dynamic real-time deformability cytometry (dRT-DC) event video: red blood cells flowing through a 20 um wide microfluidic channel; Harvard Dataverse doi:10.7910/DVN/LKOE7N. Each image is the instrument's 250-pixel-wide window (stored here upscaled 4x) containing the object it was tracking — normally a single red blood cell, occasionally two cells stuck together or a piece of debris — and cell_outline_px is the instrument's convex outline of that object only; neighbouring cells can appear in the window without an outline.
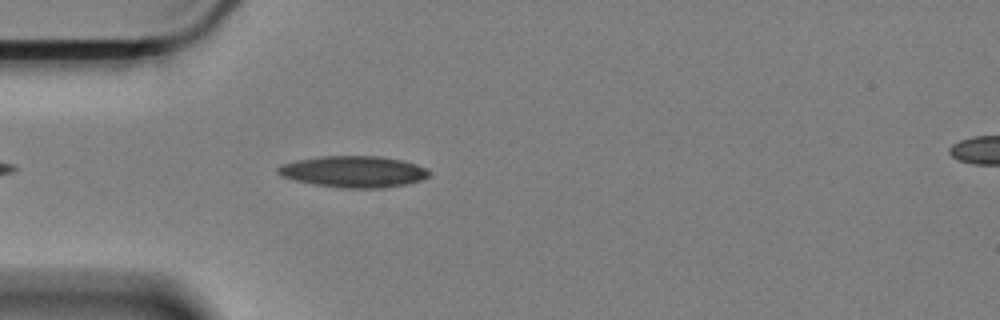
{"species": "Egyptian fruit bat (a non-hibernating species)", "species_latin": "Rousettus aegyptiacus", "temperature_condition": "cold", "stored_images_in_passage": 21, "camera_frame_rate_fps": 3000, "um_per_image_px": 0.085, "animal": {"sex": "female"}, "frame": {"image": 1, "passage_image": 5, "time_ms": 1.333, "image_size_px": [1000, 320], "cell_outline_px": [[432, 172], [428, 176], [420, 180], [404, 184], [384, 188], [344, 188], [316, 184], [296, 180], [284, 176], [276, 172], [276, 168], [284, 164], [296, 160], [320, 156], [380, 156], [400, 160], [416, 164], [428, 168]], "centroid_in_image_um": [30.09, 14.58], "position_along_channel_um": 54.9, "area_um2": 27.46}}
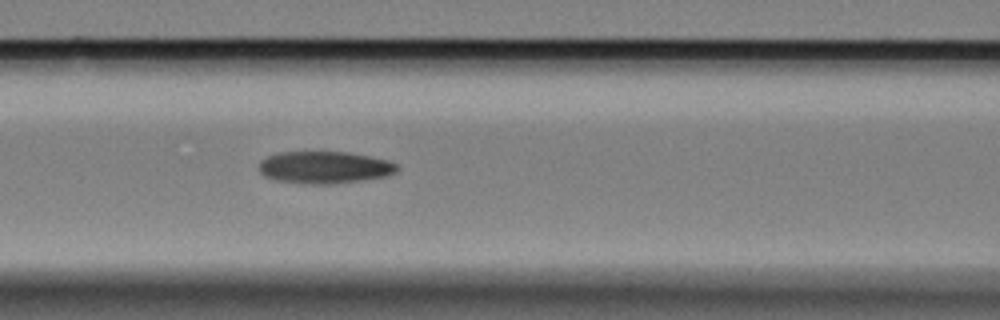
{"frame": {"image": 2, "passage_image": 13, "time_ms": 4.0, "image_size_px": [1000, 320], "cell_outline_px": [[400, 168], [396, 172], [388, 176], [364, 180], [332, 184], [304, 184], [276, 180], [264, 176], [260, 172], [260, 160], [268, 156], [280, 152], [348, 152], [388, 160], [396, 164]], "centroid_in_image_um": [27.6, 14.24], "position_along_channel_um": 139.0, "area_um2": 26.01}}
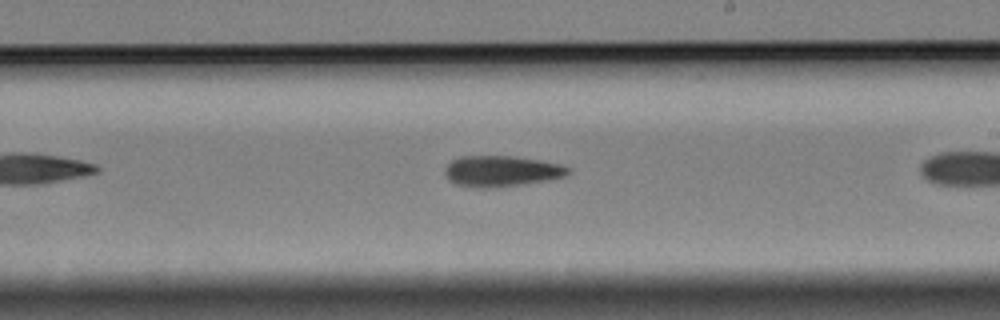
{"frame": {"image": 3, "passage_image": 19, "time_ms": 6.0, "image_size_px": [1000, 320], "cell_outline_px": [[568, 172], [564, 176], [548, 180], [524, 184], [496, 188], [472, 188], [456, 184], [448, 180], [444, 172], [448, 164], [452, 160], [460, 156], [508, 156], [540, 160], [560, 164], [568, 168]], "centroid_in_image_um": [42.57, 14.56], "position_along_channel_um": 246.4, "area_um2": 22.2}}